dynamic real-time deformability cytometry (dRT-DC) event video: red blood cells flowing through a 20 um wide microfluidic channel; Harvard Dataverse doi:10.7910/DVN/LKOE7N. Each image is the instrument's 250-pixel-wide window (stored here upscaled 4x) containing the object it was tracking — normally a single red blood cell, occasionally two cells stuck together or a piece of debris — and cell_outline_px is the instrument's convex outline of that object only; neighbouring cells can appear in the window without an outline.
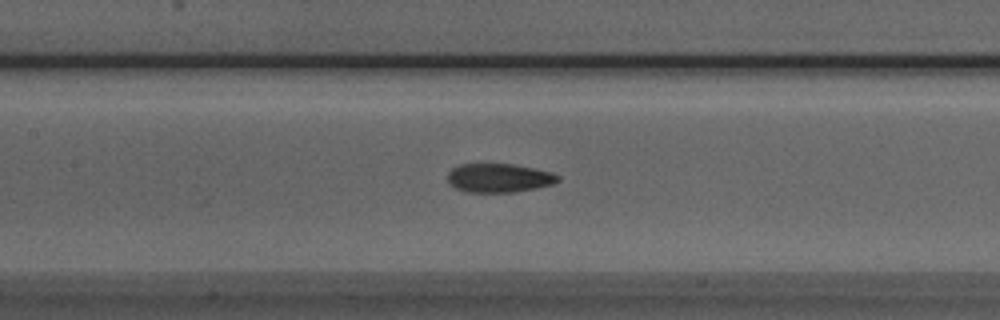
{"species": "Egyptian fruit bat (a non-hibernating species)", "species_latin": "Rousettus aegyptiacus", "temperature_condition": "room temperature", "stored_images_in_passage": 40, "camera_frame_rate_fps": 3000, "um_per_image_px": 0.085, "animal": {"sex": "male"}, "frame": {"image": 1, "passage_image": 22, "time_ms": 7.0, "image_size_px": [1000, 320], "cell_outline_px": [[560, 180], [552, 184], [536, 188], [512, 192], [464, 192], [456, 188], [448, 180], [448, 172], [452, 168], [460, 164], [512, 164], [552, 172], [560, 176]], "centroid_in_image_um": [42.41, 15.12], "position_along_channel_um": 165.0, "area_um2": 18.44}}
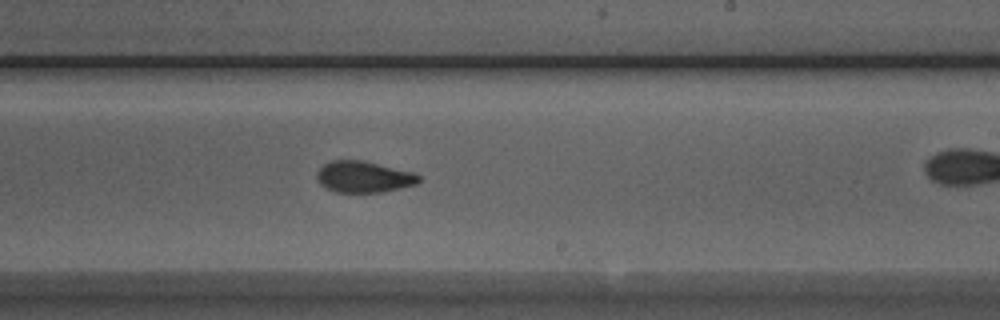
{"frame": {"image": 2, "passage_image": 29, "time_ms": 9.333, "image_size_px": [1000, 320], "cell_outline_px": [[420, 180], [416, 184], [400, 188], [380, 192], [336, 192], [324, 188], [316, 180], [316, 172], [324, 164], [332, 160], [360, 160], [412, 172], [420, 176]], "centroid_in_image_um": [30.85, 15.04], "position_along_channel_um": 258.1, "area_um2": 18.5}}
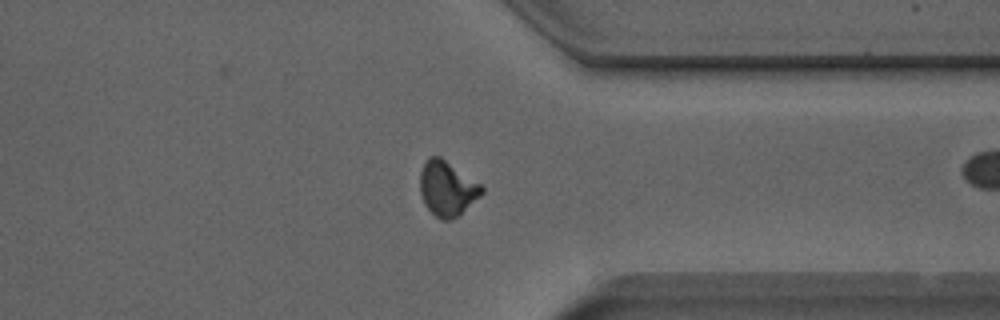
{"frame": {"image": 3, "passage_image": 38, "time_ms": 12.333, "image_size_px": [1000, 320], "cell_outline_px": [[484, 192], [460, 216], [448, 220], [440, 220], [424, 204], [420, 192], [420, 172], [428, 156], [440, 156], [480, 184], [484, 188]], "centroid_in_image_um": [38.01, 16.04], "position_along_channel_um": 373.4, "area_um2": 19.71}}